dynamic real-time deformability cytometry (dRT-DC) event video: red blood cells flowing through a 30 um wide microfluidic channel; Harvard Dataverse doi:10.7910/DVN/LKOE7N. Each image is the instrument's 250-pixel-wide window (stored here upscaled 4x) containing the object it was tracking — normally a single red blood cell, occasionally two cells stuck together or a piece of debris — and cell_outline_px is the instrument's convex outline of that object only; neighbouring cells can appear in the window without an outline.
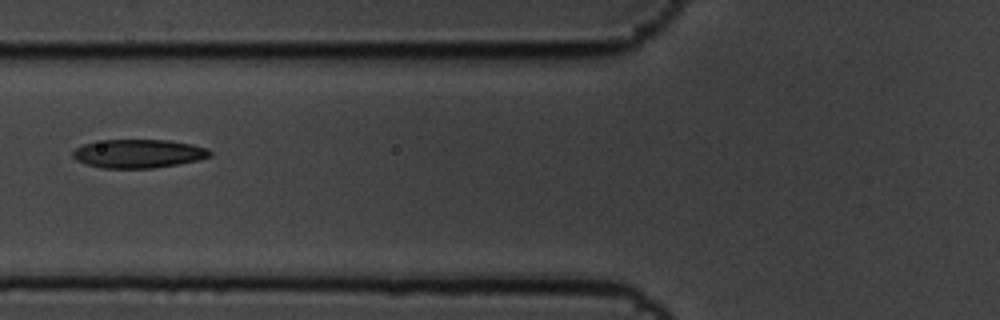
{"species": "common noctule bat (a hibernating species)", "species_latin": "Nyctalus noctula", "temperature_condition": "cold", "stored_images_in_passage": 12, "camera_frame_rate_fps": 3000, "um_per_image_px": 0.085, "animal": {"sex": "male", "body_mass_g": 19.5, "forearm_length_mm": 54.6}, "frame": {"image": 1, "passage_image": 6, "time_ms": 1.667, "image_size_px": [1000, 320], "cell_outline_px": [[212, 156], [196, 160], [176, 164], [152, 168], [100, 168], [84, 164], [76, 160], [72, 156], [72, 152], [76, 148], [84, 144], [104, 140], [168, 140], [192, 144], [208, 148], [212, 152]], "centroid_in_image_um": [11.75, 13.06], "position_along_channel_um": 114.0, "area_um2": 22.83}}
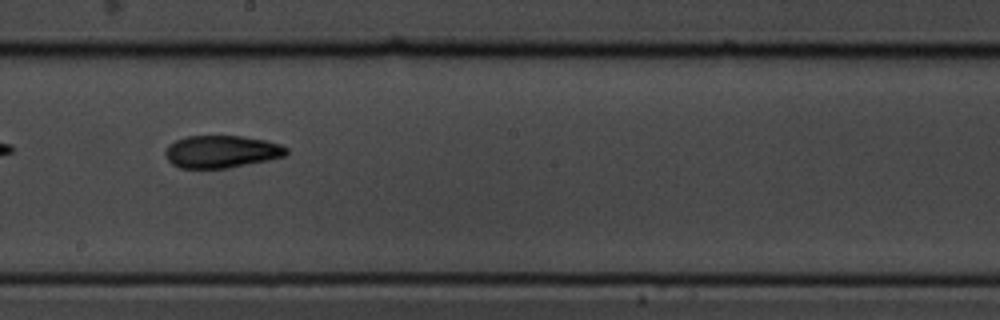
{"frame": {"image": 2, "passage_image": 9, "time_ms": 2.667, "image_size_px": [1000, 320], "cell_outline_px": [[288, 152], [284, 156], [268, 160], [228, 168], [180, 168], [172, 164], [168, 160], [164, 152], [168, 144], [184, 136], [244, 136], [264, 140], [280, 144], [288, 148]], "centroid_in_image_um": [18.81, 12.88], "position_along_channel_um": 229.4, "area_um2": 22.95}}
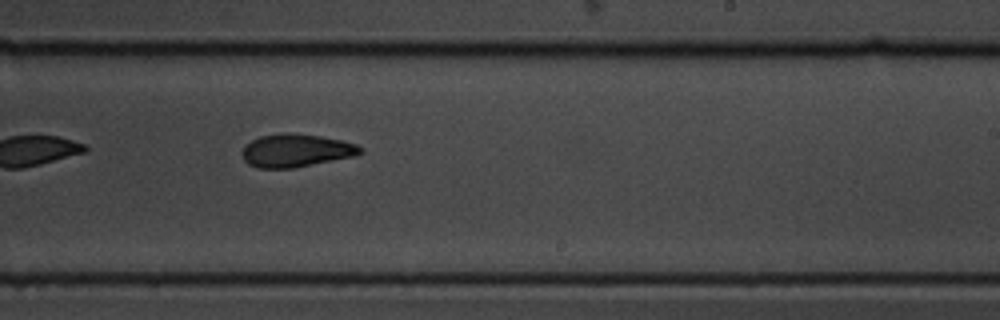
{"frame": {"image": 3, "passage_image": 10, "time_ms": 3.0, "image_size_px": [1000, 320], "cell_outline_px": [[364, 152], [356, 156], [292, 168], [256, 168], [248, 164], [244, 160], [240, 152], [244, 144], [260, 136], [288, 132], [320, 136], [340, 140], [356, 144], [364, 148]], "centroid_in_image_um": [25.14, 12.79], "position_along_channel_um": 263.9, "area_um2": 22.95}}